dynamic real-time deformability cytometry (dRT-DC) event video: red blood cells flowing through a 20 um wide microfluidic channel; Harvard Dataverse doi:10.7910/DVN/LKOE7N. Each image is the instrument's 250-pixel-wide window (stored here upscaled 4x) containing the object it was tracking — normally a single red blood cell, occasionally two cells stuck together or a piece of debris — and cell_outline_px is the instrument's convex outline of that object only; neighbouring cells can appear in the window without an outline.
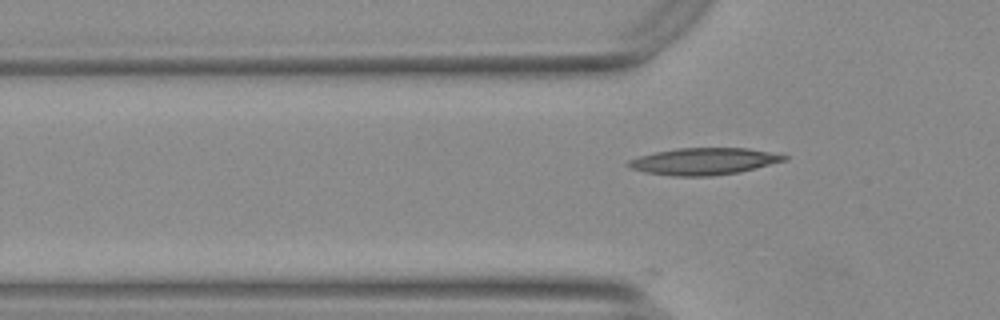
{"species": "Egyptian fruit bat (a non-hibernating species)", "species_latin": "Rousettus aegyptiacus", "temperature_condition": "warm", "stored_images_in_passage": 13, "camera_frame_rate_fps": 3000, "um_per_image_px": 0.085, "animal": {"sex": "female"}, "frame": {"image": 1, "passage_image": 4, "time_ms": 1.0, "image_size_px": [1000, 320], "cell_outline_px": [[788, 160], [740, 172], [712, 176], [672, 176], [644, 172], [632, 168], [624, 164], [628, 160], [640, 156], [656, 152], [676, 148], [748, 148], [788, 156]], "centroid_in_image_um": [59.81, 13.72], "position_along_channel_um": 66.0, "area_um2": 24.39}}
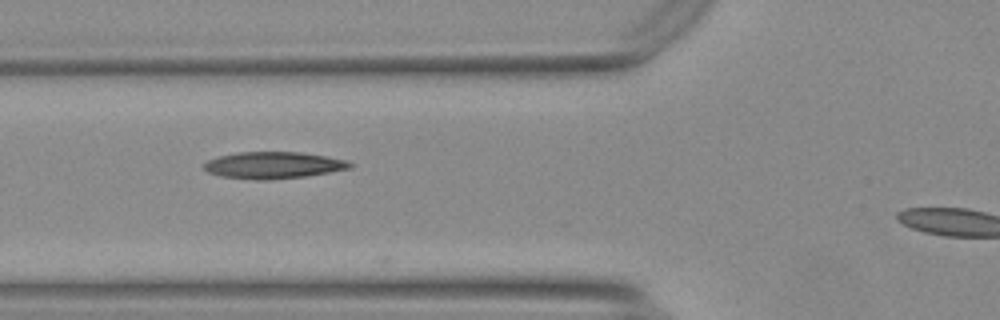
{"frame": {"image": 2, "passage_image": 7, "time_ms": 2.0, "image_size_px": [1000, 320], "cell_outline_px": [[352, 168], [304, 176], [264, 180], [256, 180], [220, 176], [208, 172], [204, 168], [204, 164], [208, 160], [220, 156], [236, 152], [300, 152], [324, 156], [344, 160], [352, 164]], "centroid_in_image_um": [23.19, 14.04], "position_along_channel_um": 102.6, "area_um2": 22.43}}
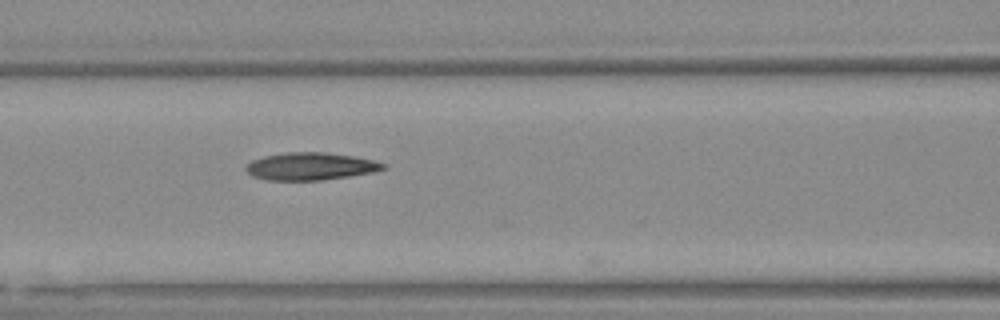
{"frame": {"image": 3, "passage_image": 10, "time_ms": 3.0, "image_size_px": [1000, 320], "cell_outline_px": [[388, 168], [372, 172], [348, 176], [320, 180], [264, 180], [252, 176], [244, 168], [244, 164], [252, 160], [264, 156], [284, 152], [324, 152], [356, 156], [388, 164]], "centroid_in_image_um": [26.37, 14.13], "position_along_channel_um": 140.2, "area_um2": 22.2}}